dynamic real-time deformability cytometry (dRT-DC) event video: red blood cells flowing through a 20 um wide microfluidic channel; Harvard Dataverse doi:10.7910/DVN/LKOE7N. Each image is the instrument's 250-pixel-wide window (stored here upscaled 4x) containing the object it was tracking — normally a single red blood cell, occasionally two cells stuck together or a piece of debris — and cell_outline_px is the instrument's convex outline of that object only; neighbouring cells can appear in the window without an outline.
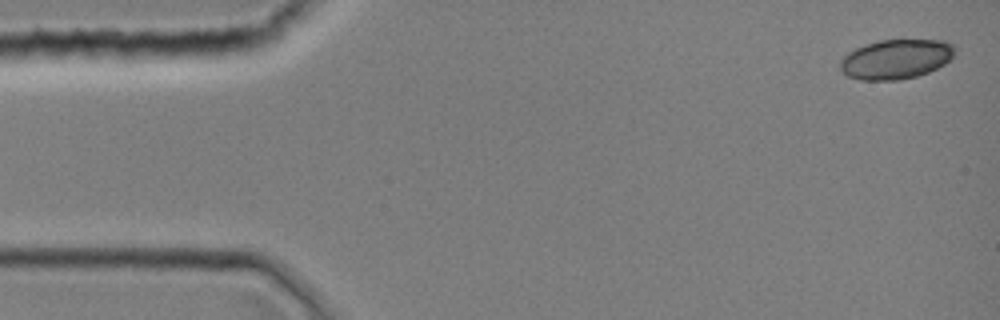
{"species": "common noctule bat (a hibernating species)", "species_latin": "Nyctalus noctula", "temperature_condition": "room temperature", "stored_images_in_passage": 10, "camera_frame_rate_fps": 3000, "um_per_image_px": 0.085, "animal": {"sex": "female", "body_mass_g": 19.0, "forearm_length_mm": 51.5}, "frame": {"image": 1, "passage_image": 1, "time_ms": 0.0, "image_size_px": [1000, 320], "cell_outline_px": [[956, 52], [944, 64], [928, 72], [916, 76], [900, 80], [860, 80], [848, 76], [840, 68], [840, 60], [848, 52], [864, 44], [880, 40], [944, 40], [952, 44], [956, 48]], "centroid_in_image_um": [76.15, 5.02], "position_along_channel_um": 8.8, "area_um2": 26.47}}
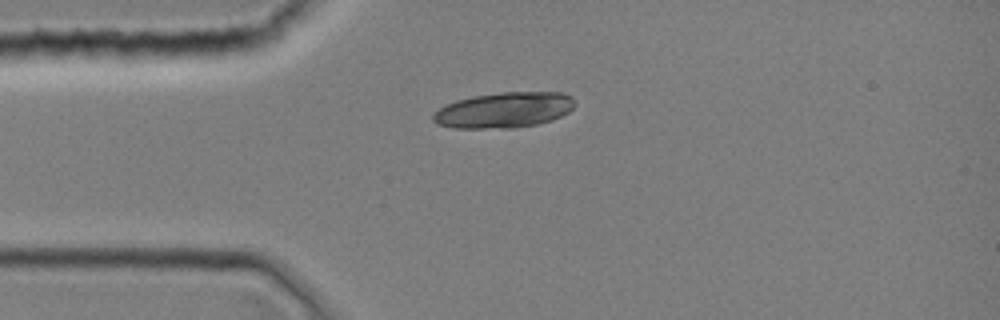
{"frame": {"image": 2, "passage_image": 9, "time_ms": 2.667, "image_size_px": [1000, 320], "cell_outline_px": [[576, 104], [568, 112], [552, 120], [536, 124], [516, 128], [452, 128], [436, 124], [432, 120], [432, 116], [440, 108], [456, 100], [472, 96], [504, 92], [560, 92], [572, 96]], "centroid_in_image_um": [42.85, 9.36], "position_along_channel_um": 42.2, "area_um2": 29.42}}